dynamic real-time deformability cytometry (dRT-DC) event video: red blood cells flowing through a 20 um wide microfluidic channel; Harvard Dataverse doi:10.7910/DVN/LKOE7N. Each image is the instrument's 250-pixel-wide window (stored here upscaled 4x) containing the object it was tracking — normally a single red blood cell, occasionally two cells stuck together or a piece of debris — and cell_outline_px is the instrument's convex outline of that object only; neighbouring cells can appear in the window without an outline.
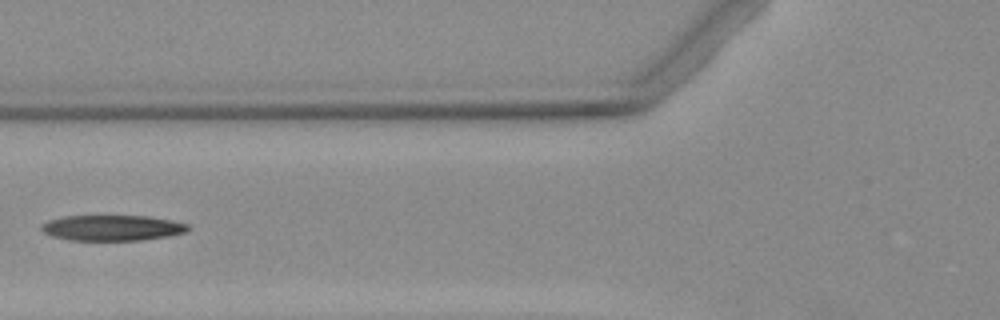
{"species": "Egyptian fruit bat (a non-hibernating species)", "species_latin": "Rousettus aegyptiacus", "temperature_condition": "warm", "stored_images_in_passage": 2, "camera_frame_rate_fps": 3000, "um_per_image_px": 0.085, "animal": {"sex": "female"}, "frame": {"image": 1, "passage_image": 2, "time_ms": 1.0, "image_size_px": [1000, 320], "cell_outline_px": [[188, 228], [184, 232], [168, 236], [140, 240], [68, 240], [52, 236], [44, 232], [40, 228], [48, 220], [64, 216], [148, 216], [172, 220], [188, 224]], "centroid_in_image_um": [9.52, 19.36], "position_along_channel_um": 116.3, "area_um2": 21.68}}